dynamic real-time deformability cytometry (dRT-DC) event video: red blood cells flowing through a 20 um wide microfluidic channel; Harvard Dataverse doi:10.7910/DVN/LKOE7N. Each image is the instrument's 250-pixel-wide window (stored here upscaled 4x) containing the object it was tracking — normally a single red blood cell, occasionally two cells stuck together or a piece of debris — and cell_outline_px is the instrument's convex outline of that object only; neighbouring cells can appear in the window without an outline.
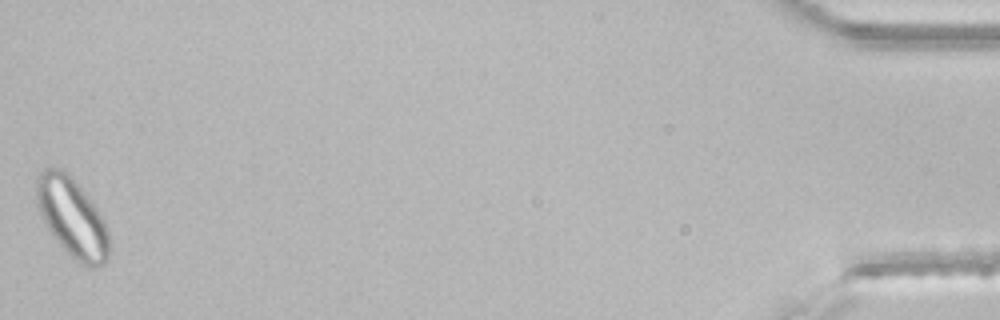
{"species": "common noctule bat (a hibernating species)", "species_latin": "Nyctalus noctula", "temperature_condition": "room temperature", "stored_images_in_passage": 48, "segment_of_instrument_passage": [2, 2], "camera_frame_rate_fps": 3000, "um_per_image_px": 0.085, "animal": {"sex": "male", "body_mass_g": 21.5, "forearm_length_mm": 52.0}, "frame": {"image": 1, "passage_image": 48, "time_ms": 15.667, "image_size_px": [1000, 320], "cell_outline_px": [[108, 260], [104, 264], [96, 268], [88, 268], [80, 264], [60, 244], [48, 228], [36, 204], [36, 176], [44, 168], [60, 168], [92, 200], [104, 220], [108, 228]], "centroid_in_image_um": [6.14, 18.51], "position_along_channel_um": 429.1, "area_um2": 33.12}}